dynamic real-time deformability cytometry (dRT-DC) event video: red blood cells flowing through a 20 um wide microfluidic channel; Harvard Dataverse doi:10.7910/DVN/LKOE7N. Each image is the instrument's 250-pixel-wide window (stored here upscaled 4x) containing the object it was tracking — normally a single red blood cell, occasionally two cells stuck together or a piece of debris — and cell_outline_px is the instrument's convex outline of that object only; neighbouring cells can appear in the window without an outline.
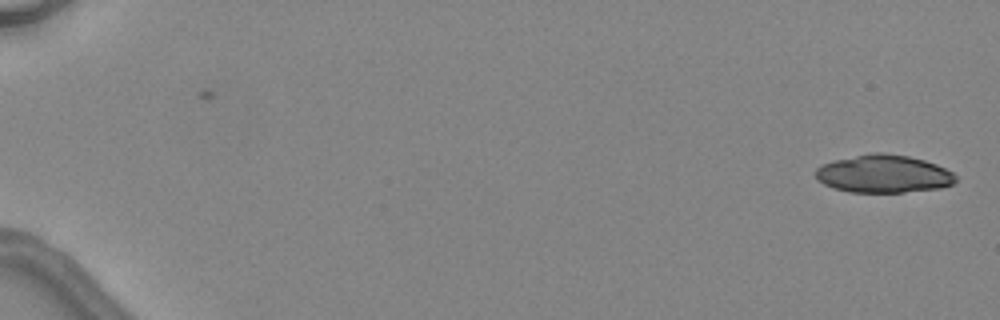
{"species": "common noctule bat (a hibernating species)", "species_latin": "Nyctalus noctula", "temperature_condition": "warm", "stored_images_in_passage": 7, "camera_frame_rate_fps": 3000, "um_per_image_px": 0.085, "animal": {"sex": "female", "body_mass_g": 24.6, "forearm_length_mm": 56.2}, "frame": {"image": 1, "passage_image": 1, "time_ms": 0.0, "image_size_px": [1000, 320], "cell_outline_px": [[956, 180], [952, 184], [940, 188], [904, 192], [848, 192], [832, 188], [816, 180], [816, 168], [820, 164], [832, 160], [872, 152], [884, 152], [908, 156], [924, 160], [936, 164], [952, 172], [956, 176]], "centroid_in_image_um": [75.06, 14.77], "position_along_channel_um": 9.9, "area_um2": 31.15}}
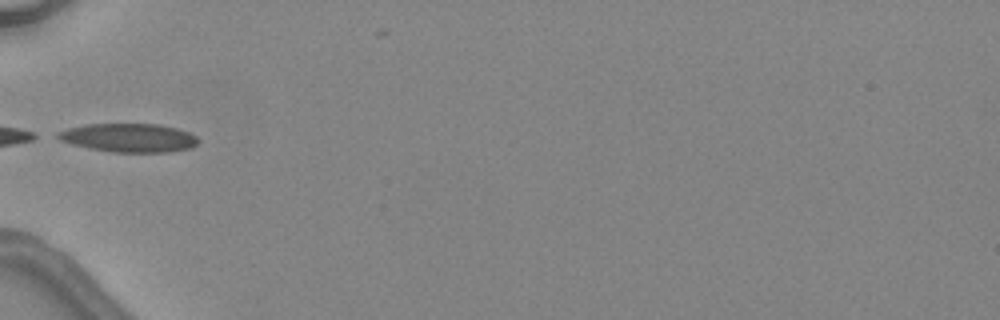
{"frame": {"image": 2, "passage_image": 6, "time_ms": 6.0, "image_size_px": [1000, 320], "cell_outline_px": [[200, 140], [192, 148], [172, 152], [112, 152], [88, 148], [72, 144], [60, 140], [52, 136], [56, 132], [68, 128], [84, 124], [160, 124], [176, 128], [188, 132], [196, 136]], "centroid_in_image_um": [10.93, 11.71], "position_along_channel_um": 74.1, "area_um2": 23.7}}